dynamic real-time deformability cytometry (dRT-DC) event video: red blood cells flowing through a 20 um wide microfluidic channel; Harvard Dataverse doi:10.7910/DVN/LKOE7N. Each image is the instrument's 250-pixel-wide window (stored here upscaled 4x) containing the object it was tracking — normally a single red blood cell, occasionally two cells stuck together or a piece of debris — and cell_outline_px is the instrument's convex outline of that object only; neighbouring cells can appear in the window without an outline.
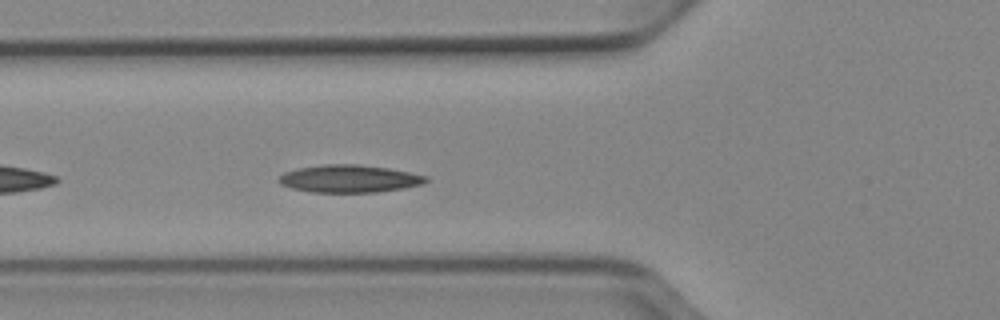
{"species": "Egyptian fruit bat (a non-hibernating species)", "species_latin": "Rousettus aegyptiacus", "temperature_condition": "cold", "stored_images_in_passage": 24, "segment_of_instrument_passage": [1, 2], "camera_frame_rate_fps": 3000, "um_per_image_px": 0.085, "animal": {"sex": "female"}, "frame": {"image": 1, "passage_image": 5, "time_ms": 1.333, "image_size_px": [1000, 320], "cell_outline_px": [[428, 180], [424, 184], [404, 188], [376, 192], [308, 192], [292, 188], [280, 184], [276, 180], [284, 172], [296, 168], [324, 164], [356, 164], [388, 168], [428, 176]], "centroid_in_image_um": [29.66, 15.19], "position_along_channel_um": 96.1, "area_um2": 23.76}}
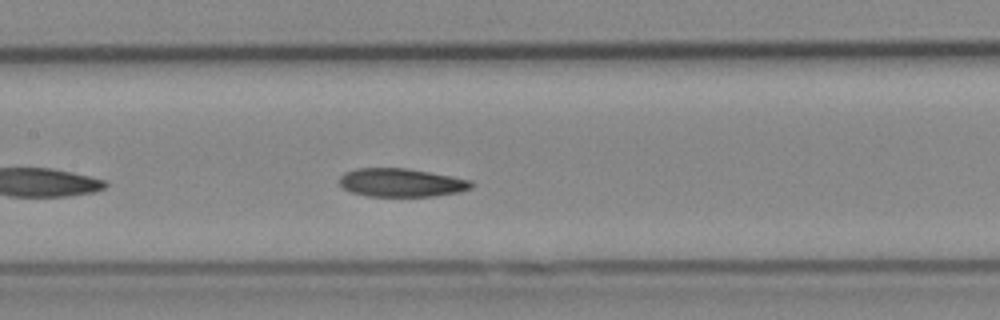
{"frame": {"image": 2, "passage_image": 11, "time_ms": 3.333, "image_size_px": [1000, 320], "cell_outline_px": [[476, 184], [472, 188], [460, 192], [436, 196], [368, 196], [352, 192], [344, 188], [340, 184], [340, 176], [344, 172], [356, 168], [404, 168], [428, 172], [472, 180]], "centroid_in_image_um": [34.14, 15.52], "position_along_channel_um": 173.3, "area_um2": 21.85}}
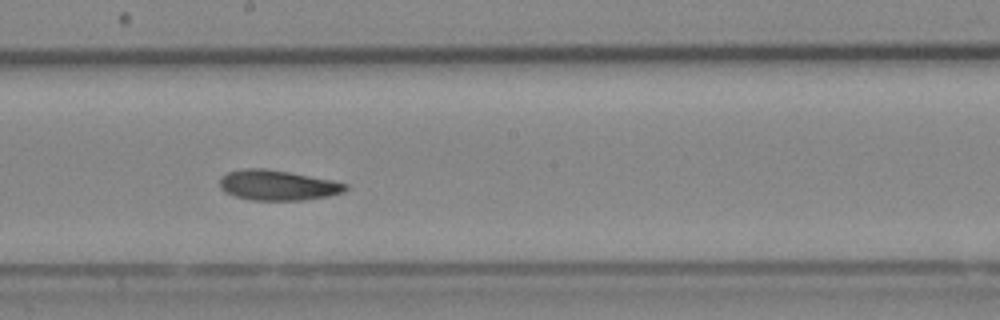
{"frame": {"image": 3, "passage_image": 15, "time_ms": 4.667, "image_size_px": [1000, 320], "cell_outline_px": [[348, 188], [344, 192], [328, 196], [304, 200], [252, 200], [236, 196], [224, 192], [220, 188], [220, 176], [228, 172], [244, 168], [264, 168], [288, 172], [332, 180], [348, 184]], "centroid_in_image_um": [23.59, 15.74], "position_along_channel_um": 224.6, "area_um2": 22.14}}